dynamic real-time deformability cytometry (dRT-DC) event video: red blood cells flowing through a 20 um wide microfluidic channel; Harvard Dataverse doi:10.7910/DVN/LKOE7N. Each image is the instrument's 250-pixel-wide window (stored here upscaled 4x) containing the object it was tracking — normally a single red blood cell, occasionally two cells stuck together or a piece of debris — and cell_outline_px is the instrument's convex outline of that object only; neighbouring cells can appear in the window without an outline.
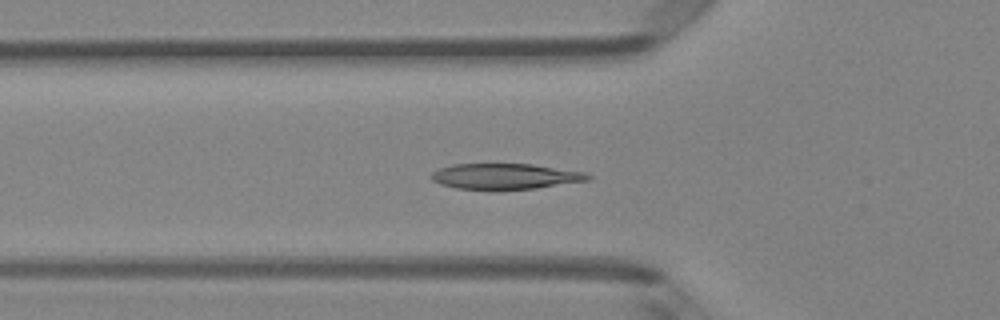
{"species": "Egyptian fruit bat (a non-hibernating species)", "species_latin": "Rousettus aegyptiacus", "temperature_condition": "room temperature", "stored_images_in_passage": 50, "camera_frame_rate_fps": 3000, "um_per_image_px": 0.085, "animal": {"sex": "female"}, "frame": {"image": 1, "passage_image": 17, "time_ms": 5.333, "image_size_px": [1000, 320], "cell_outline_px": [[592, 176], [588, 180], [536, 188], [456, 188], [440, 184], [432, 180], [432, 172], [440, 168], [452, 164], [532, 164], [584, 172]], "centroid_in_image_um": [42.93, 14.97], "position_along_channel_um": 82.9, "area_um2": 22.77}}
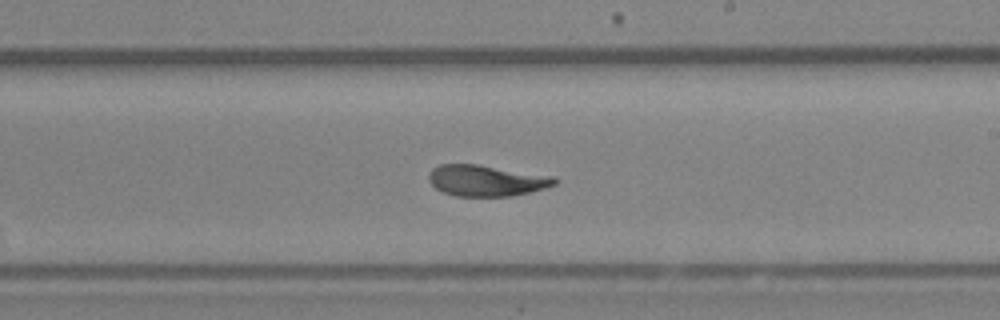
{"frame": {"image": 2, "passage_image": 29, "time_ms": 9.333, "image_size_px": [1000, 320], "cell_outline_px": [[560, 180], [556, 184], [544, 188], [512, 196], [456, 196], [444, 192], [436, 188], [428, 180], [428, 176], [432, 168], [440, 164], [476, 164], [556, 176]], "centroid_in_image_um": [41.37, 15.34], "position_along_channel_um": 247.6, "area_um2": 22.89}}
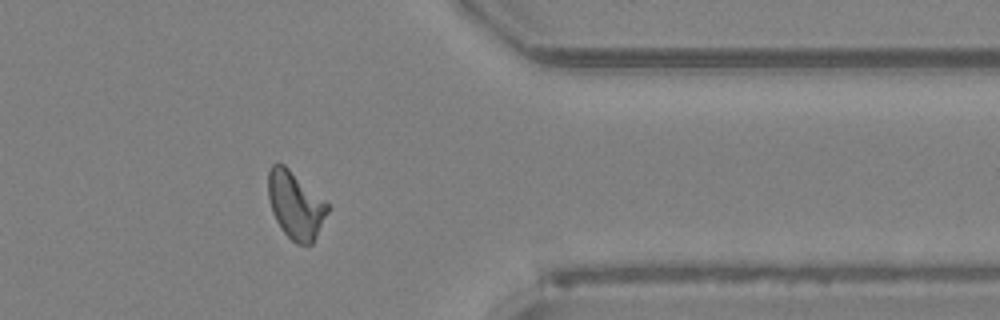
{"frame": {"image": 3, "passage_image": 40, "time_ms": 13.0, "image_size_px": [1000, 320], "cell_outline_px": [[328, 212], [312, 244], [296, 244], [280, 228], [272, 212], [268, 200], [268, 172], [272, 164], [284, 164], [328, 204]], "centroid_in_image_um": [25.09, 17.44], "position_along_channel_um": 386.3, "area_um2": 22.95}, "authors_computed_cell_mechanics": {"area_um2": 23.0044, "velocity_mm_per_s": 4.1321, "shape_relaxation_time_tau1_ms": 4.1327, "shape_relaxation_time_tau2_ms": 1.1915, "deformation_change_tau1": 0.1755, "deformation_change_tau2": 0.0797}}